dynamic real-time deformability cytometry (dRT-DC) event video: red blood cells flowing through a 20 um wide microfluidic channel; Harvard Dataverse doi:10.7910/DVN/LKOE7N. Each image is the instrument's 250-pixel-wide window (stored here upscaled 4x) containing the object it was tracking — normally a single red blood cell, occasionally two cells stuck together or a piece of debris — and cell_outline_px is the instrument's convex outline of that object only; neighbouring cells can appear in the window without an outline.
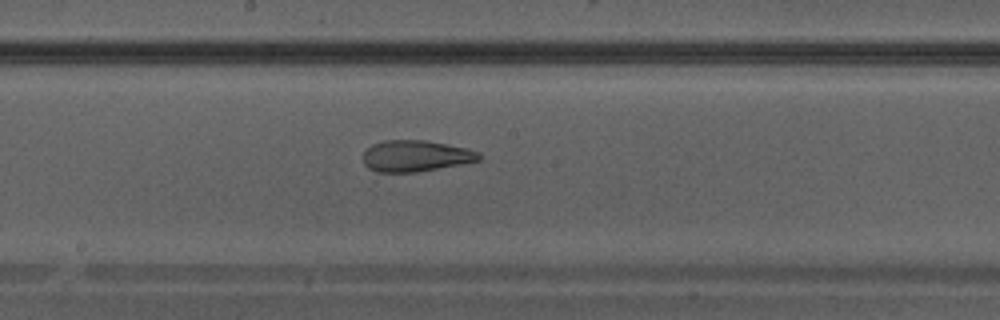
{"species": "Egyptian fruit bat (a non-hibernating species)", "species_latin": "Rousettus aegyptiacus", "temperature_condition": "warm", "stored_images_in_passage": 27, "camera_frame_rate_fps": 3000, "um_per_image_px": 0.085, "animal": {"sex": "male"}, "frame": {"image": 1, "passage_image": 12, "time_ms": 3.667, "image_size_px": [1000, 320], "cell_outline_px": [[480, 160], [460, 164], [416, 172], [376, 172], [368, 168], [364, 164], [364, 152], [372, 144], [384, 140], [424, 140], [468, 148], [480, 152]], "centroid_in_image_um": [35.32, 13.25], "position_along_channel_um": 212.9, "area_um2": 21.04}}